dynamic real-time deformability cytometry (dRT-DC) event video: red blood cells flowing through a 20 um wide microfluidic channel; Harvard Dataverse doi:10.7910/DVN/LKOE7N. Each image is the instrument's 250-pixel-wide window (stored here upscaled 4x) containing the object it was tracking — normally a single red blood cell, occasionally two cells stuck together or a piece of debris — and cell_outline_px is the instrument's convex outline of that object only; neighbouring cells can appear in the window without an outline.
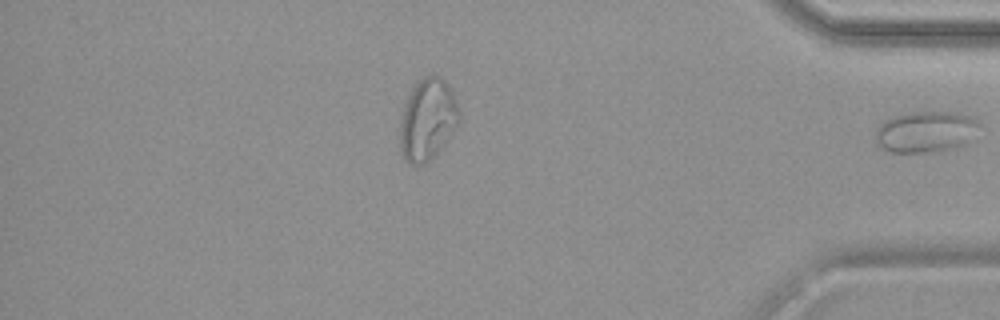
{"species": "common noctule bat (a hibernating species)", "species_latin": "Nyctalus noctula", "temperature_condition": "warm", "stored_images_in_passage": 38, "segment_of_instrument_passage": [2, 2], "camera_frame_rate_fps": 3000, "um_per_image_px": 0.085, "animal": {"sex": "female", "body_mass_g": 19.9}, "frame": {"image": 1, "passage_image": 38, "time_ms": 12.333, "image_size_px": [1000, 320], "cell_outline_px": [[976, 124], [968, 144], [956, 148], [936, 152], [892, 152], [884, 148], [876, 140], [876, 132], [880, 124], [884, 120], [892, 116], [912, 112], [956, 112], [972, 116], [976, 120]], "centroid_in_image_um": [78.68, 11.2], "position_along_channel_um": 356.5, "area_um2": 24.68}}